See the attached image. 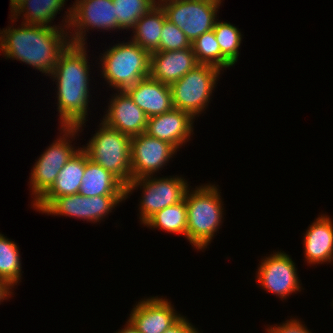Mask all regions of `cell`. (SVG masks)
Returning <instances> with one entry per match:
<instances>
[{
	"label": "cell",
	"mask_w": 333,
	"mask_h": 333,
	"mask_svg": "<svg viewBox=\"0 0 333 333\" xmlns=\"http://www.w3.org/2000/svg\"><path fill=\"white\" fill-rule=\"evenodd\" d=\"M116 333H141L128 319L124 325V328Z\"/></svg>",
	"instance_id": "33"
},
{
	"label": "cell",
	"mask_w": 333,
	"mask_h": 333,
	"mask_svg": "<svg viewBox=\"0 0 333 333\" xmlns=\"http://www.w3.org/2000/svg\"><path fill=\"white\" fill-rule=\"evenodd\" d=\"M221 72L214 66L199 64L171 84L174 108L189 113L194 119L199 117L208 108Z\"/></svg>",
	"instance_id": "7"
},
{
	"label": "cell",
	"mask_w": 333,
	"mask_h": 333,
	"mask_svg": "<svg viewBox=\"0 0 333 333\" xmlns=\"http://www.w3.org/2000/svg\"><path fill=\"white\" fill-rule=\"evenodd\" d=\"M117 92L112 95L108 110L100 121L130 137L144 133L148 117L124 90Z\"/></svg>",
	"instance_id": "15"
},
{
	"label": "cell",
	"mask_w": 333,
	"mask_h": 333,
	"mask_svg": "<svg viewBox=\"0 0 333 333\" xmlns=\"http://www.w3.org/2000/svg\"><path fill=\"white\" fill-rule=\"evenodd\" d=\"M100 60L101 76L116 91H123L150 75V53L131 40L106 49Z\"/></svg>",
	"instance_id": "4"
},
{
	"label": "cell",
	"mask_w": 333,
	"mask_h": 333,
	"mask_svg": "<svg viewBox=\"0 0 333 333\" xmlns=\"http://www.w3.org/2000/svg\"><path fill=\"white\" fill-rule=\"evenodd\" d=\"M0 30V51L5 59L17 60L49 76L59 55L70 44L68 29L21 23Z\"/></svg>",
	"instance_id": "2"
},
{
	"label": "cell",
	"mask_w": 333,
	"mask_h": 333,
	"mask_svg": "<svg viewBox=\"0 0 333 333\" xmlns=\"http://www.w3.org/2000/svg\"><path fill=\"white\" fill-rule=\"evenodd\" d=\"M257 267L258 285L267 292H271L280 300H286L292 293L301 291L302 283L298 277L297 267L289 254L277 251L263 257Z\"/></svg>",
	"instance_id": "11"
},
{
	"label": "cell",
	"mask_w": 333,
	"mask_h": 333,
	"mask_svg": "<svg viewBox=\"0 0 333 333\" xmlns=\"http://www.w3.org/2000/svg\"><path fill=\"white\" fill-rule=\"evenodd\" d=\"M198 64L191 48L175 51H155L150 54V77L171 85Z\"/></svg>",
	"instance_id": "17"
},
{
	"label": "cell",
	"mask_w": 333,
	"mask_h": 333,
	"mask_svg": "<svg viewBox=\"0 0 333 333\" xmlns=\"http://www.w3.org/2000/svg\"><path fill=\"white\" fill-rule=\"evenodd\" d=\"M79 193L85 197L126 196V186L111 172L92 162L86 153V166Z\"/></svg>",
	"instance_id": "21"
},
{
	"label": "cell",
	"mask_w": 333,
	"mask_h": 333,
	"mask_svg": "<svg viewBox=\"0 0 333 333\" xmlns=\"http://www.w3.org/2000/svg\"><path fill=\"white\" fill-rule=\"evenodd\" d=\"M191 48V42L175 24L165 19L158 51H175Z\"/></svg>",
	"instance_id": "29"
},
{
	"label": "cell",
	"mask_w": 333,
	"mask_h": 333,
	"mask_svg": "<svg viewBox=\"0 0 333 333\" xmlns=\"http://www.w3.org/2000/svg\"><path fill=\"white\" fill-rule=\"evenodd\" d=\"M117 29L130 30L136 22L154 6L158 0H113Z\"/></svg>",
	"instance_id": "27"
},
{
	"label": "cell",
	"mask_w": 333,
	"mask_h": 333,
	"mask_svg": "<svg viewBox=\"0 0 333 333\" xmlns=\"http://www.w3.org/2000/svg\"><path fill=\"white\" fill-rule=\"evenodd\" d=\"M194 120L189 113L173 108L161 115L148 117L145 133L168 142L179 151L194 133Z\"/></svg>",
	"instance_id": "16"
},
{
	"label": "cell",
	"mask_w": 333,
	"mask_h": 333,
	"mask_svg": "<svg viewBox=\"0 0 333 333\" xmlns=\"http://www.w3.org/2000/svg\"><path fill=\"white\" fill-rule=\"evenodd\" d=\"M166 15L159 4L154 6L149 12L145 13L132 28L131 41L139 47L148 51L150 54L158 51L160 44L161 31Z\"/></svg>",
	"instance_id": "23"
},
{
	"label": "cell",
	"mask_w": 333,
	"mask_h": 333,
	"mask_svg": "<svg viewBox=\"0 0 333 333\" xmlns=\"http://www.w3.org/2000/svg\"><path fill=\"white\" fill-rule=\"evenodd\" d=\"M186 316H181L170 328L164 333H200Z\"/></svg>",
	"instance_id": "31"
},
{
	"label": "cell",
	"mask_w": 333,
	"mask_h": 333,
	"mask_svg": "<svg viewBox=\"0 0 333 333\" xmlns=\"http://www.w3.org/2000/svg\"><path fill=\"white\" fill-rule=\"evenodd\" d=\"M66 1L67 0H25L9 15L10 20H12V23H15L22 14V19L24 18L22 23L24 24L62 27L63 23L56 26L55 24L52 25V21H54L57 13L59 11L61 12V9L63 10Z\"/></svg>",
	"instance_id": "22"
},
{
	"label": "cell",
	"mask_w": 333,
	"mask_h": 333,
	"mask_svg": "<svg viewBox=\"0 0 333 333\" xmlns=\"http://www.w3.org/2000/svg\"><path fill=\"white\" fill-rule=\"evenodd\" d=\"M291 318L282 324L269 326L266 333H312L301 320Z\"/></svg>",
	"instance_id": "30"
},
{
	"label": "cell",
	"mask_w": 333,
	"mask_h": 333,
	"mask_svg": "<svg viewBox=\"0 0 333 333\" xmlns=\"http://www.w3.org/2000/svg\"><path fill=\"white\" fill-rule=\"evenodd\" d=\"M162 297H144L130 311L128 319L141 333H164L182 316Z\"/></svg>",
	"instance_id": "14"
},
{
	"label": "cell",
	"mask_w": 333,
	"mask_h": 333,
	"mask_svg": "<svg viewBox=\"0 0 333 333\" xmlns=\"http://www.w3.org/2000/svg\"><path fill=\"white\" fill-rule=\"evenodd\" d=\"M6 237L0 232V278L14 287L22 279L20 249L16 242Z\"/></svg>",
	"instance_id": "26"
},
{
	"label": "cell",
	"mask_w": 333,
	"mask_h": 333,
	"mask_svg": "<svg viewBox=\"0 0 333 333\" xmlns=\"http://www.w3.org/2000/svg\"><path fill=\"white\" fill-rule=\"evenodd\" d=\"M147 117H154L171 111L174 106L170 85L150 76L124 90Z\"/></svg>",
	"instance_id": "18"
},
{
	"label": "cell",
	"mask_w": 333,
	"mask_h": 333,
	"mask_svg": "<svg viewBox=\"0 0 333 333\" xmlns=\"http://www.w3.org/2000/svg\"><path fill=\"white\" fill-rule=\"evenodd\" d=\"M82 130L77 126H60V136L36 160L29 178L32 205L52 187L60 170L80 149L71 143Z\"/></svg>",
	"instance_id": "6"
},
{
	"label": "cell",
	"mask_w": 333,
	"mask_h": 333,
	"mask_svg": "<svg viewBox=\"0 0 333 333\" xmlns=\"http://www.w3.org/2000/svg\"><path fill=\"white\" fill-rule=\"evenodd\" d=\"M87 45L70 43L59 55L52 73L49 75L57 85V111L59 126L83 128L88 121L90 101V65L87 58ZM88 109V110H87Z\"/></svg>",
	"instance_id": "1"
},
{
	"label": "cell",
	"mask_w": 333,
	"mask_h": 333,
	"mask_svg": "<svg viewBox=\"0 0 333 333\" xmlns=\"http://www.w3.org/2000/svg\"><path fill=\"white\" fill-rule=\"evenodd\" d=\"M65 12L61 22H65L63 27L68 29L72 44L85 45L90 28L117 32L113 0H75Z\"/></svg>",
	"instance_id": "9"
},
{
	"label": "cell",
	"mask_w": 333,
	"mask_h": 333,
	"mask_svg": "<svg viewBox=\"0 0 333 333\" xmlns=\"http://www.w3.org/2000/svg\"><path fill=\"white\" fill-rule=\"evenodd\" d=\"M25 0H10V13H12Z\"/></svg>",
	"instance_id": "34"
},
{
	"label": "cell",
	"mask_w": 333,
	"mask_h": 333,
	"mask_svg": "<svg viewBox=\"0 0 333 333\" xmlns=\"http://www.w3.org/2000/svg\"><path fill=\"white\" fill-rule=\"evenodd\" d=\"M222 55L235 65L239 57V49L242 42V33L236 26L228 22L216 20L213 28Z\"/></svg>",
	"instance_id": "28"
},
{
	"label": "cell",
	"mask_w": 333,
	"mask_h": 333,
	"mask_svg": "<svg viewBox=\"0 0 333 333\" xmlns=\"http://www.w3.org/2000/svg\"><path fill=\"white\" fill-rule=\"evenodd\" d=\"M86 166V152L80 149L60 170L52 187L32 207L39 213L55 198L79 193Z\"/></svg>",
	"instance_id": "20"
},
{
	"label": "cell",
	"mask_w": 333,
	"mask_h": 333,
	"mask_svg": "<svg viewBox=\"0 0 333 333\" xmlns=\"http://www.w3.org/2000/svg\"><path fill=\"white\" fill-rule=\"evenodd\" d=\"M13 288L5 279L0 278V305L14 295Z\"/></svg>",
	"instance_id": "32"
},
{
	"label": "cell",
	"mask_w": 333,
	"mask_h": 333,
	"mask_svg": "<svg viewBox=\"0 0 333 333\" xmlns=\"http://www.w3.org/2000/svg\"><path fill=\"white\" fill-rule=\"evenodd\" d=\"M126 196L85 197L80 193L55 197L40 213L69 216L92 223L101 222ZM101 220V221H100Z\"/></svg>",
	"instance_id": "12"
},
{
	"label": "cell",
	"mask_w": 333,
	"mask_h": 333,
	"mask_svg": "<svg viewBox=\"0 0 333 333\" xmlns=\"http://www.w3.org/2000/svg\"><path fill=\"white\" fill-rule=\"evenodd\" d=\"M308 227L303 236L305 261L309 265L333 262V220L322 214Z\"/></svg>",
	"instance_id": "19"
},
{
	"label": "cell",
	"mask_w": 333,
	"mask_h": 333,
	"mask_svg": "<svg viewBox=\"0 0 333 333\" xmlns=\"http://www.w3.org/2000/svg\"><path fill=\"white\" fill-rule=\"evenodd\" d=\"M217 187L207 183L190 190V186L184 197L187 206V240L199 251L211 244L224 219V204Z\"/></svg>",
	"instance_id": "3"
},
{
	"label": "cell",
	"mask_w": 333,
	"mask_h": 333,
	"mask_svg": "<svg viewBox=\"0 0 333 333\" xmlns=\"http://www.w3.org/2000/svg\"><path fill=\"white\" fill-rule=\"evenodd\" d=\"M198 64L211 65L224 71V68L233 66L221 53L219 43L216 40L213 29L204 32L192 43Z\"/></svg>",
	"instance_id": "25"
},
{
	"label": "cell",
	"mask_w": 333,
	"mask_h": 333,
	"mask_svg": "<svg viewBox=\"0 0 333 333\" xmlns=\"http://www.w3.org/2000/svg\"><path fill=\"white\" fill-rule=\"evenodd\" d=\"M223 0H158L166 19L175 24L192 43L214 28Z\"/></svg>",
	"instance_id": "10"
},
{
	"label": "cell",
	"mask_w": 333,
	"mask_h": 333,
	"mask_svg": "<svg viewBox=\"0 0 333 333\" xmlns=\"http://www.w3.org/2000/svg\"><path fill=\"white\" fill-rule=\"evenodd\" d=\"M177 150L168 142L142 133L131 137V180L156 175ZM167 163V164H166Z\"/></svg>",
	"instance_id": "13"
},
{
	"label": "cell",
	"mask_w": 333,
	"mask_h": 333,
	"mask_svg": "<svg viewBox=\"0 0 333 333\" xmlns=\"http://www.w3.org/2000/svg\"><path fill=\"white\" fill-rule=\"evenodd\" d=\"M93 137L81 147L89 159L116 176L125 186L131 181V137L103 121Z\"/></svg>",
	"instance_id": "5"
},
{
	"label": "cell",
	"mask_w": 333,
	"mask_h": 333,
	"mask_svg": "<svg viewBox=\"0 0 333 333\" xmlns=\"http://www.w3.org/2000/svg\"><path fill=\"white\" fill-rule=\"evenodd\" d=\"M189 185L185 178L177 175L162 178L155 175L140 177L132 179L126 186V198L139 186L143 190L138 216L140 222L144 224L156 212L184 200Z\"/></svg>",
	"instance_id": "8"
},
{
	"label": "cell",
	"mask_w": 333,
	"mask_h": 333,
	"mask_svg": "<svg viewBox=\"0 0 333 333\" xmlns=\"http://www.w3.org/2000/svg\"><path fill=\"white\" fill-rule=\"evenodd\" d=\"M149 228L162 229L167 233L183 235L187 238V206L185 199L156 212L144 224Z\"/></svg>",
	"instance_id": "24"
}]
</instances>
